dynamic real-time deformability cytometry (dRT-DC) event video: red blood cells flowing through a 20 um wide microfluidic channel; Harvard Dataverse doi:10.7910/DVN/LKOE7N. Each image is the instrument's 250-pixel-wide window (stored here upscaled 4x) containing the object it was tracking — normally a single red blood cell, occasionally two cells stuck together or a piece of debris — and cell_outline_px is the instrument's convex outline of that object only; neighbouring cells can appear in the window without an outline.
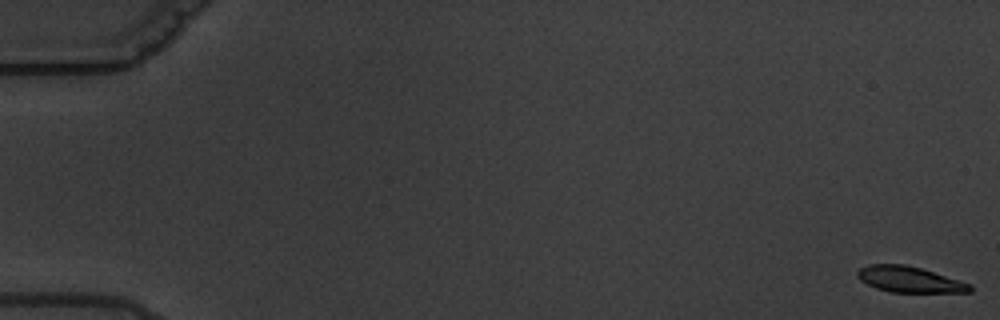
{"species": "common noctule bat (a hibernating species)", "species_latin": "Nyctalus noctula", "temperature_condition": "warm", "stored_images_in_passage": 14, "camera_frame_rate_fps": 3000, "um_per_image_px": 0.085, "animal": {"sex": "male", "body_mass_g": 19.5, "forearm_length_mm": 54.6}, "frame": {"image": 1, "passage_image": 1, "time_ms": 0.0, "image_size_px": [1000, 320], "cell_outline_px": [[972, 292], [892, 292], [876, 288], [860, 280], [856, 276], [856, 272], [860, 268], [868, 264], [904, 264], [920, 268], [972, 284]], "centroid_in_image_um": [77.28, 23.75], "position_along_channel_um": 7.7, "area_um2": 16.88}}
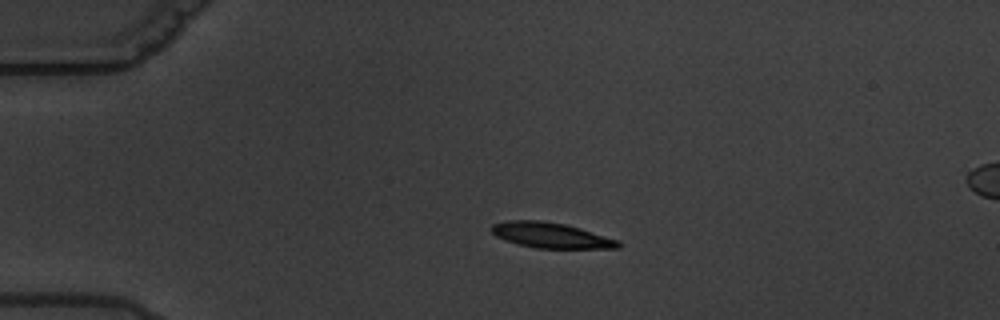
{"frame": {"image": 2, "passage_image": 5, "time_ms": 4.667, "image_size_px": [1000, 320], "cell_outline_px": [[620, 248], [536, 248], [520, 244], [496, 236], [488, 228], [492, 224], [508, 220], [540, 220], [564, 224], [580, 228], [620, 240]], "centroid_in_image_um": [46.83, 19.99], "position_along_channel_um": 38.2, "area_um2": 18.67}}